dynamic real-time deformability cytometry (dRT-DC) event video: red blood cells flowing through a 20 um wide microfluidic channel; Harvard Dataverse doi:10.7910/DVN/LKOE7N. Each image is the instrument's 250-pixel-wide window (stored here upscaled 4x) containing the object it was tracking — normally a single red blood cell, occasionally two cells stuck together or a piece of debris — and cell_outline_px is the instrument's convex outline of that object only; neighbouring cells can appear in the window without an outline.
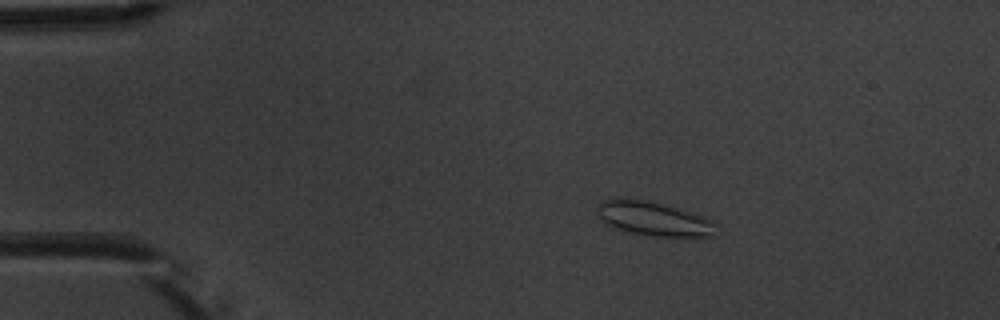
{"species": "common noctule bat (a hibernating species)", "species_latin": "Nyctalus noctula", "temperature_condition": "warm", "stored_images_in_passage": 9, "camera_frame_rate_fps": 3000, "um_per_image_px": 0.085, "animal": {"sex": "male", "body_mass_g": 20.1, "forearm_length_mm": 53.5}, "frame": {"image": 1, "passage_image": 2, "time_ms": 1.333, "image_size_px": [1000, 320], "cell_outline_px": [[716, 236], [648, 236], [624, 232], [612, 228], [604, 224], [596, 212], [600, 200], [620, 196], [644, 200], [692, 212], [712, 220], [716, 224]], "centroid_in_image_um": [55.47, 18.59], "position_along_channel_um": 29.5, "area_um2": 24.16}}
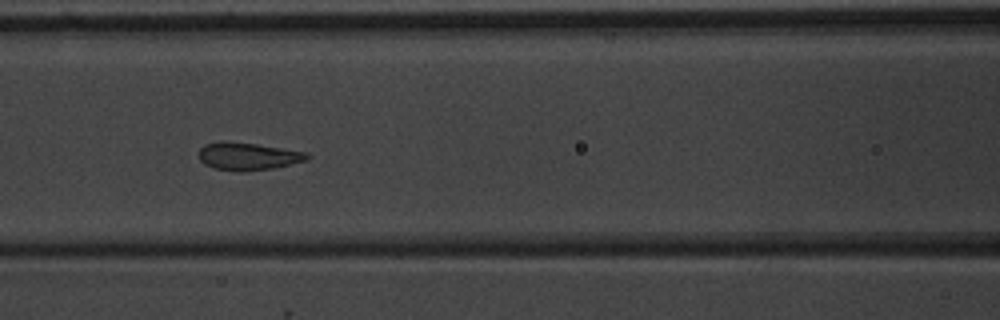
{"frame": {"image": 2, "passage_image": 6, "time_ms": 6.0, "image_size_px": [1000, 320], "cell_outline_px": [[308, 160], [272, 168], [244, 172], [236, 172], [216, 168], [204, 164], [200, 160], [200, 148], [204, 144], [224, 140], [256, 144], [308, 152]], "centroid_in_image_um": [21.06, 13.28], "position_along_channel_um": 145.5, "area_um2": 17.46}}
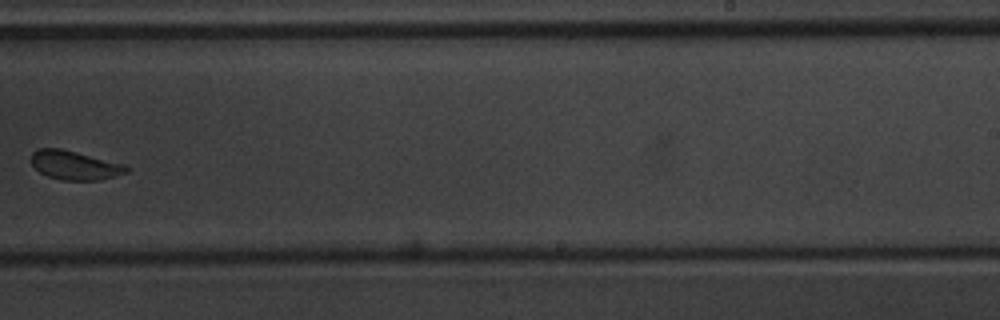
{"frame": {"image": 3, "passage_image": 9, "time_ms": 9.667, "image_size_px": [1000, 320], "cell_outline_px": [[128, 172], [100, 180], [60, 180], [48, 176], [40, 172], [32, 164], [32, 152], [40, 148], [60, 148], [124, 164], [128, 168]], "centroid_in_image_um": [6.34, 14.05], "position_along_channel_um": 282.7, "area_um2": 15.84}}